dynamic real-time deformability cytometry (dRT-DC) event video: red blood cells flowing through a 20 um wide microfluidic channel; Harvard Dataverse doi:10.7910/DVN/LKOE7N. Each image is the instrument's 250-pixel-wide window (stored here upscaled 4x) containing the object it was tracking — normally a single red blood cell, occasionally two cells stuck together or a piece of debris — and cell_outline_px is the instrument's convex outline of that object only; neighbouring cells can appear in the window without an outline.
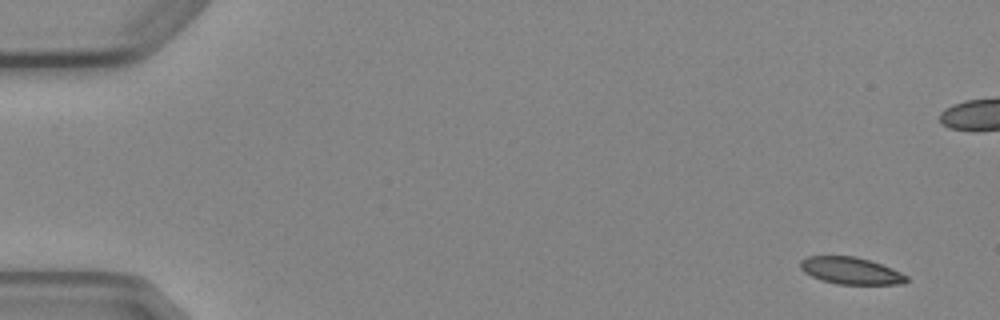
{"species": "Egyptian fruit bat (a non-hibernating species)", "species_latin": "Rousettus aegyptiacus", "temperature_condition": "cold", "stored_images_in_passage": 7, "camera_frame_rate_fps": 3000, "um_per_image_px": 0.085, "animal": {"sex": "female"}, "frame": {"image": 1, "passage_image": 1, "time_ms": 0.0, "image_size_px": [1000, 320], "cell_outline_px": [[908, 280], [904, 284], [836, 284], [820, 280], [804, 272], [800, 268], [800, 260], [808, 256], [856, 256], [892, 268], [908, 276]], "centroid_in_image_um": [72.3, 23.01], "position_along_channel_um": 12.7, "area_um2": 16.7}}
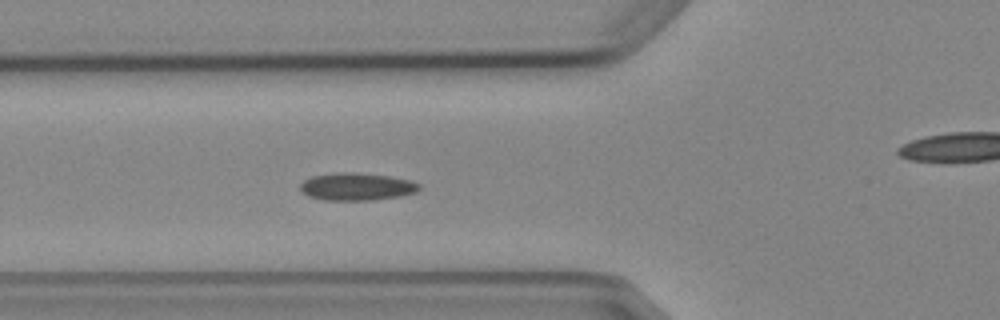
{"frame": {"image": 2, "passage_image": 6, "time_ms": 5.667, "image_size_px": [1000, 320], "cell_outline_px": [[420, 188], [416, 192], [400, 196], [372, 200], [324, 200], [308, 196], [300, 192], [300, 184], [304, 180], [312, 176], [340, 172], [352, 172], [388, 176], [412, 180], [420, 184]], "centroid_in_image_um": [30.31, 15.87], "position_along_channel_um": 95.5, "area_um2": 19.13}}